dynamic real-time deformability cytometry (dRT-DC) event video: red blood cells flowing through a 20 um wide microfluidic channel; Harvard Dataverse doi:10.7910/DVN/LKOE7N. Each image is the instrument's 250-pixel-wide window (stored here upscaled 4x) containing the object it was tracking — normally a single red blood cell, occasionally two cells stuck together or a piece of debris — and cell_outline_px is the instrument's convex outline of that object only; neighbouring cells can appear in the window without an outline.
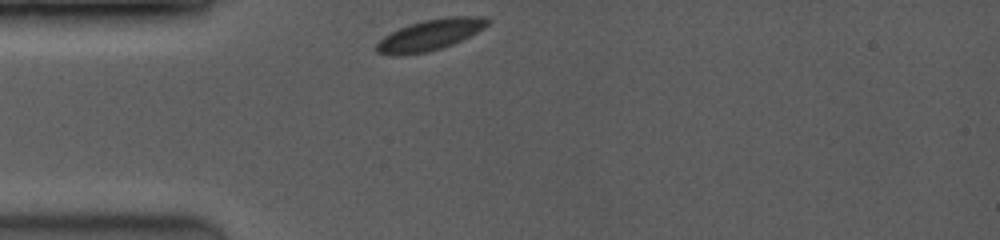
{"species": "common noctule bat (a hibernating species)", "species_latin": "Nyctalus noctula", "temperature_condition": "room temperature", "stored_images_in_passage": 42, "camera_frame_rate_fps": 3500, "um_per_image_px": 0.085, "animal": {"sex": "female", "body_mass_g": 19.0, "forearm_length_mm": 53.3}, "frame": {"image": 1, "passage_image": 1, "time_ms": 0.0, "image_size_px": [1000, 240], "cell_outline_px": [[492, 20], [484, 28], [452, 44], [428, 52], [376, 52], [376, 44], [384, 36], [408, 24], [424, 20], [448, 16], [488, 16]], "centroid_in_image_um": [36.68, 2.89], "position_along_channel_um": 48.3, "area_um2": 19.25}}
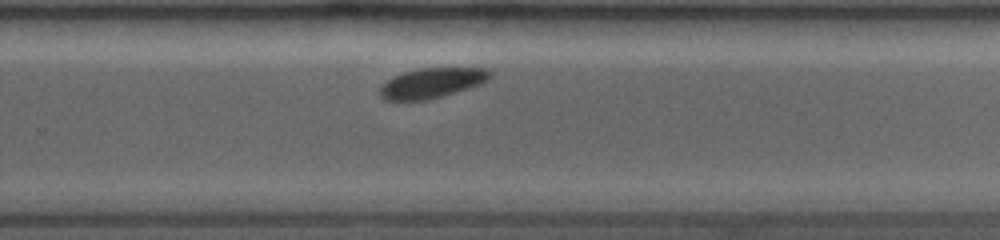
{"frame": {"image": 2, "passage_image": 28, "time_ms": 6.571, "image_size_px": [1000, 240], "cell_outline_px": [[492, 76], [488, 80], [480, 84], [428, 100], [384, 100], [380, 96], [380, 84], [404, 72], [420, 68], [488, 68], [492, 72]], "centroid_in_image_um": [36.71, 7.05], "position_along_channel_um": 293.1, "area_um2": 19.13}}
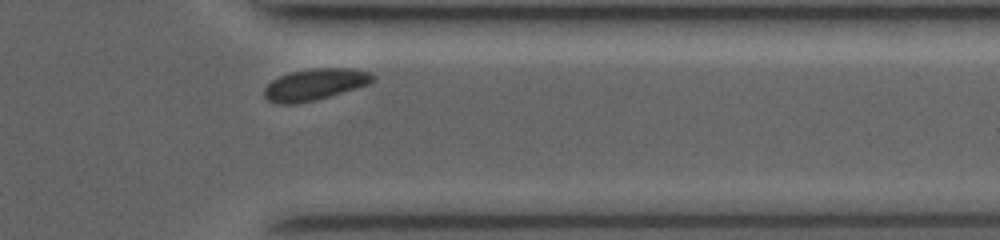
{"frame": {"image": 3, "passage_image": 38, "time_ms": 8.857, "image_size_px": [1000, 240], "cell_outline_px": [[376, 80], [368, 84], [356, 88], [316, 100], [296, 104], [276, 104], [268, 100], [264, 96], [264, 88], [272, 80], [288, 72], [312, 68], [352, 68], [372, 72], [376, 76]], "centroid_in_image_um": [26.78, 7.17], "position_along_channel_um": 384.6, "area_um2": 20.17}, "authors_computed_cell_mechanics": {"area_um2": 20.23, "velocity_mm_per_s": 3.9336, "shape_relaxation_time_tau1_ms": 1.9267, "shape_relaxation_time_tau2_ms": null, "deformation_change_tau1": 0.0892, "deformation_change_tau2": null}}